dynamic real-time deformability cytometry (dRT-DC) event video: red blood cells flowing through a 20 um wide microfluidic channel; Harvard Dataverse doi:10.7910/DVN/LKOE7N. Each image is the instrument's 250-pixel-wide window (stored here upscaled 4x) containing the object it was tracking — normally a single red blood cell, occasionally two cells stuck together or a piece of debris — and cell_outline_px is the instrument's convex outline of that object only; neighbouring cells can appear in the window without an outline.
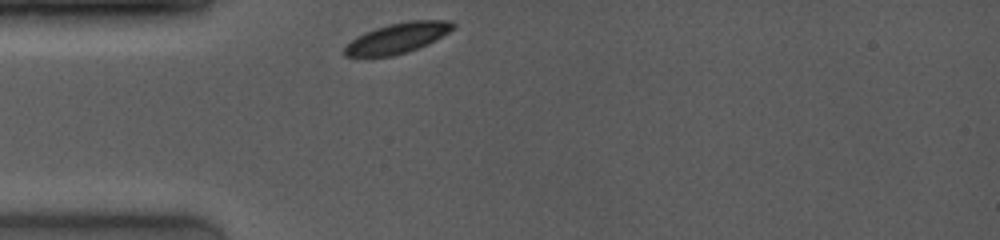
{"species": "common noctule bat (a hibernating species)", "species_latin": "Nyctalus noctula", "temperature_condition": "room temperature", "stored_images_in_passage": 6, "camera_frame_rate_fps": 4000, "um_per_image_px": 0.085, "animal": {"sex": "female", "body_mass_g": 19.0, "forearm_length_mm": 53.3}, "frame": {"image": 1, "passage_image": 1, "time_ms": 0.0, "image_size_px": [1000, 240], "cell_outline_px": [[456, 28], [428, 44], [408, 52], [392, 56], [344, 56], [344, 48], [356, 36], [364, 32], [388, 24], [408, 20], [452, 20], [456, 24]], "centroid_in_image_um": [33.83, 3.21], "position_along_channel_um": 51.2, "area_um2": 19.25}}
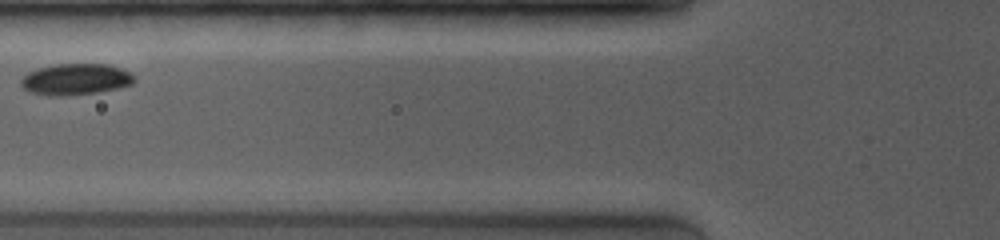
{"frame": {"image": 2, "passage_image": 4, "time_ms": 2.0, "image_size_px": [1000, 240], "cell_outline_px": [[136, 80], [132, 84], [116, 88], [96, 92], [64, 96], [48, 96], [28, 92], [20, 84], [20, 80], [28, 72], [52, 64], [108, 64], [120, 68], [128, 72]], "centroid_in_image_um": [6.38, 6.74], "position_along_channel_um": 119.4, "area_um2": 20.58}}